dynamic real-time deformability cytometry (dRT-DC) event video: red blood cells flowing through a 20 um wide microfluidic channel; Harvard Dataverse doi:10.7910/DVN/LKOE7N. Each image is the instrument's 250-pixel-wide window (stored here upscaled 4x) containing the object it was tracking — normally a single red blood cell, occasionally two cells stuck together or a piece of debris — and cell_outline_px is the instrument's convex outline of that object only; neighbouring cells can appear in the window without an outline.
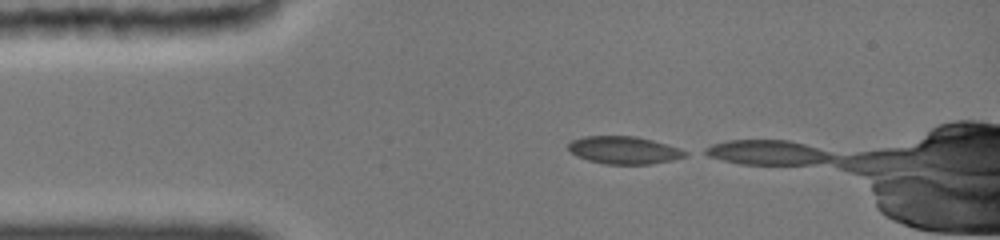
{"species": "common noctule bat (a hibernating species)", "species_latin": "Nyctalus noctula", "temperature_condition": "cold", "stored_images_in_passage": 2, "camera_frame_rate_fps": 3000, "um_per_image_px": 0.085, "animal": {"sex": "female", "body_mass_g": 19.0, "forearm_length_mm": 51.5}, "frame": {"image": 1, "passage_image": 1, "time_ms": 0.0, "image_size_px": [1000, 240], "cell_outline_px": [[688, 152], [684, 156], [672, 160], [652, 164], [604, 164], [588, 160], [576, 156], [568, 148], [568, 144], [572, 140], [588, 136], [632, 136], [652, 140]], "centroid_in_image_um": [52.99, 12.77], "position_along_channel_um": 32.0, "area_um2": 18.44}}